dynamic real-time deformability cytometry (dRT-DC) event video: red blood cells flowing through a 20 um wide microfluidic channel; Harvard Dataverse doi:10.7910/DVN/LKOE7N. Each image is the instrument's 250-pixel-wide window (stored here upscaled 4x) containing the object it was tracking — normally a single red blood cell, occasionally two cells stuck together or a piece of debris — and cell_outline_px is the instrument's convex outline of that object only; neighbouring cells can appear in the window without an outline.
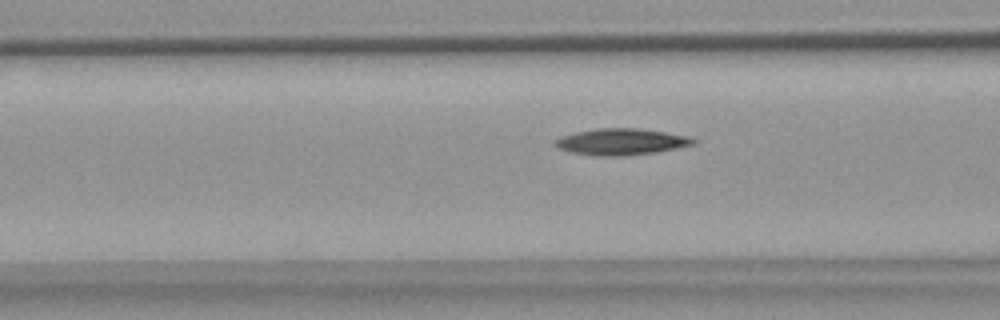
{"species": "common noctule bat (a hibernating species)", "species_latin": "Nyctalus noctula", "temperature_condition": "warm", "stored_images_in_passage": 45, "camera_frame_rate_fps": 3000, "um_per_image_px": 0.085, "animal": {"sex": "female", "body_mass_g": 18.4}, "frame": {"image": 1, "passage_image": 18, "time_ms": 5.667, "image_size_px": [1000, 320], "cell_outline_px": [[696, 144], [656, 152], [624, 156], [592, 156], [572, 152], [556, 148], [552, 144], [552, 140], [560, 136], [576, 132], [596, 128], [640, 128], [688, 136], [696, 140]], "centroid_in_image_um": [52.73, 12.05], "position_along_channel_um": 113.9, "area_um2": 21.56}}
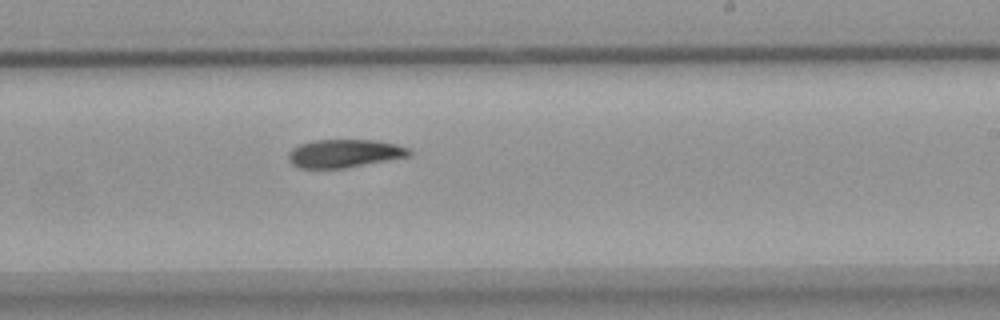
{"frame": {"image": 2, "passage_image": 30, "time_ms": 9.667, "image_size_px": [1000, 320], "cell_outline_px": [[412, 156], [344, 168], [300, 168], [292, 164], [288, 160], [288, 152], [292, 148], [300, 144], [312, 140], [376, 140], [396, 144], [408, 148], [412, 152]], "centroid_in_image_um": [29.28, 13.04], "position_along_channel_um": 259.7, "area_um2": 19.94}}
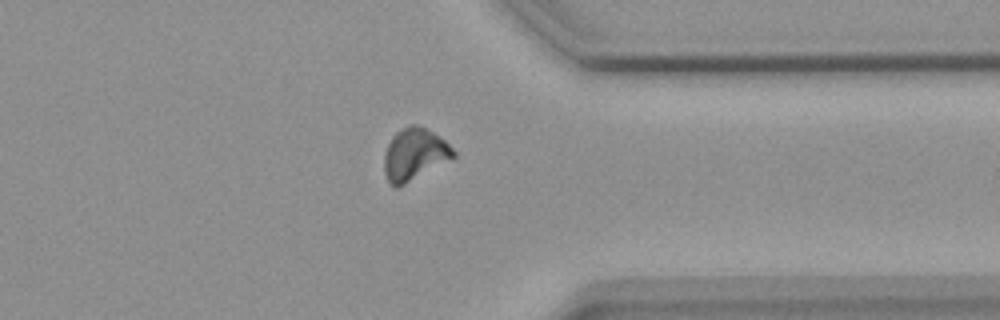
{"frame": {"image": 3, "passage_image": 40, "time_ms": 13.0, "image_size_px": [1000, 320], "cell_outline_px": [[456, 156], [452, 160], [396, 188], [388, 180], [384, 172], [384, 156], [388, 144], [392, 136], [400, 128], [408, 124], [416, 124], [432, 132], [444, 140], [456, 152]], "centroid_in_image_um": [35.24, 13.11], "position_along_channel_um": 376.2, "area_um2": 20.98}}